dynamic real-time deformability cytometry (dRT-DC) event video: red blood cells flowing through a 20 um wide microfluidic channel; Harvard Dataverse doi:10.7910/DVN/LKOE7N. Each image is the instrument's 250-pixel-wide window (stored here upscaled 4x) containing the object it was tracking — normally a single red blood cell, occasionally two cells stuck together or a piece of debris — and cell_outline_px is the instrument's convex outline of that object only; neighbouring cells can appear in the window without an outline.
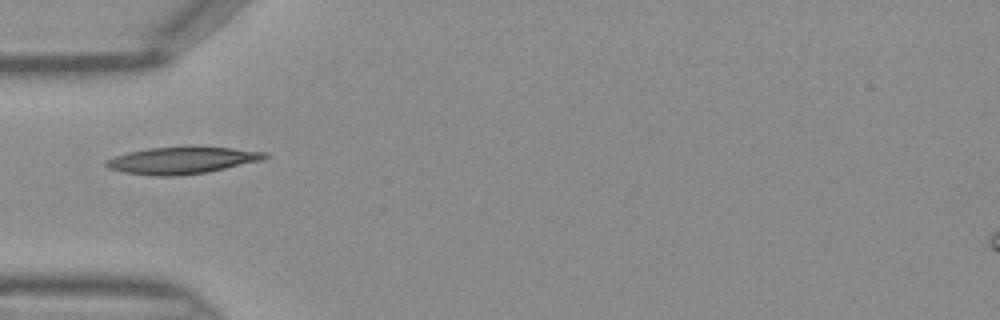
{"species": "Egyptian fruit bat (a non-hibernating species)", "species_latin": "Rousettus aegyptiacus", "temperature_condition": "warm", "stored_images_in_passage": 32, "camera_frame_rate_fps": 3000, "um_per_image_px": 0.085, "frame": {"image": 1, "passage_image": 1, "time_ms": 0.0, "image_size_px": [1000, 320], "cell_outline_px": [[268, 156], [260, 160], [208, 172], [180, 176], [152, 176], [124, 172], [108, 168], [104, 164], [104, 160], [128, 152], [148, 148], [184, 144], [232, 148], [268, 152]], "centroid_in_image_um": [15.44, 13.6], "position_along_channel_um": 69.6, "area_um2": 25.61}}
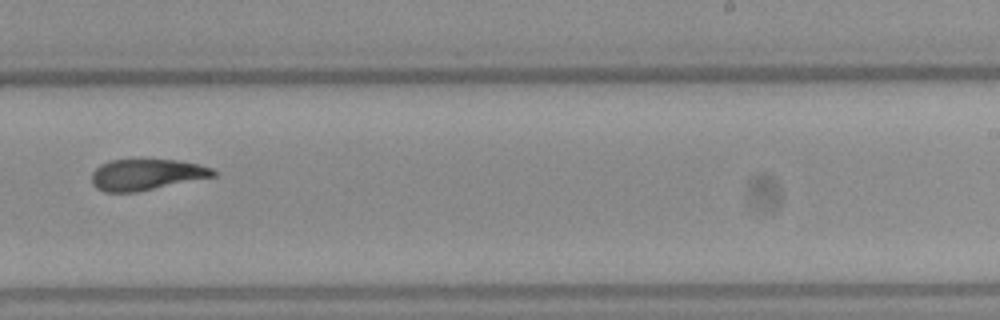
{"frame": {"image": 2, "passage_image": 15, "time_ms": 4.667, "image_size_px": [1000, 320], "cell_outline_px": [[216, 176], [136, 192], [104, 192], [96, 188], [92, 184], [92, 172], [100, 164], [112, 160], [176, 160], [200, 164], [212, 168], [216, 172]], "centroid_in_image_um": [12.44, 14.84], "position_along_channel_um": 276.6, "area_um2": 21.96}}
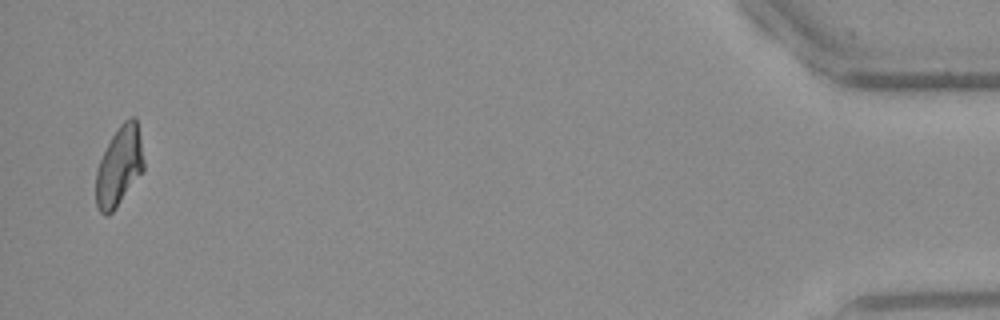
{"frame": {"image": 3, "passage_image": 31, "time_ms": 10.0, "image_size_px": [1000, 320], "cell_outline_px": [[144, 172], [116, 208], [108, 216], [104, 216], [100, 212], [96, 204], [96, 172], [100, 160], [112, 136], [120, 124], [124, 120], [132, 116], [136, 116], [144, 160]], "centroid_in_image_um": [10.15, 14.16], "position_along_channel_um": 425.1, "area_um2": 22.31}}